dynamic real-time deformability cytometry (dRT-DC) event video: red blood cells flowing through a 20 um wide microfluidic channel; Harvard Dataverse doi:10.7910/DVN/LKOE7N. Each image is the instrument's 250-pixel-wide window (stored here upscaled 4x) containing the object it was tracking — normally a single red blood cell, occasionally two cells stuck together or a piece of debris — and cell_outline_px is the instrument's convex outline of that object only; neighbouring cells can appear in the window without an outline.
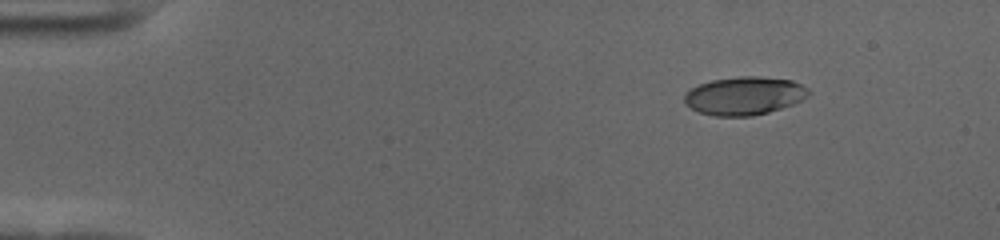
{"species": "human", "species_latin": "Homo sapiens", "temperature_condition": "cold", "stored_images_in_passage": 49, "camera_frame_rate_fps": 3000, "um_per_image_px": 0.085, "donor": {"sex": "female"}, "frame": {"image": 1, "passage_image": 1, "time_ms": 0.0, "image_size_px": [1000, 240], "cell_outline_px": [[812, 92], [808, 96], [792, 104], [768, 112], [752, 116], [712, 116], [700, 112], [684, 104], [684, 96], [692, 88], [700, 84], [712, 80], [740, 76], [756, 76], [792, 80], [808, 88]], "centroid_in_image_um": [63.27, 8.14], "position_along_channel_um": 21.7, "area_um2": 27.51}}
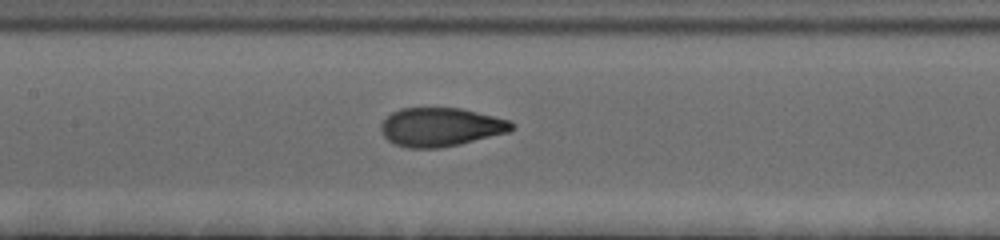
{"frame": {"image": 2, "passage_image": 21, "time_ms": 6.667, "image_size_px": [1000, 240], "cell_outline_px": [[516, 128], [508, 132], [460, 144], [440, 148], [408, 148], [392, 144], [384, 136], [380, 128], [380, 124], [392, 112], [400, 108], [460, 108], [508, 120], [516, 124]], "centroid_in_image_um": [37.44, 10.81], "position_along_channel_um": 170.0, "area_um2": 29.48}}
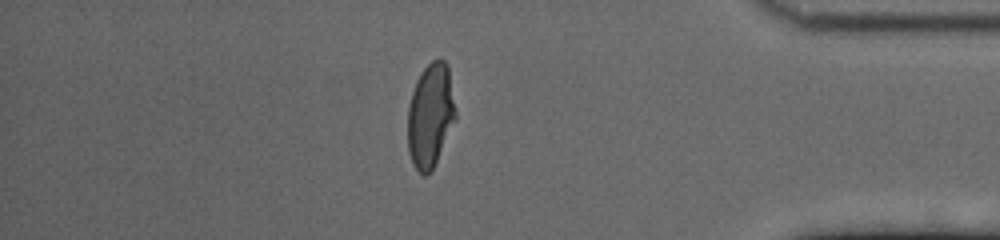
{"frame": {"image": 3, "passage_image": 42, "time_ms": 13.667, "image_size_px": [1000, 240], "cell_outline_px": [[456, 120], [432, 172], [424, 176], [412, 164], [408, 152], [408, 104], [416, 80], [424, 68], [432, 60], [444, 60], [448, 68], [456, 112]], "centroid_in_image_um": [36.58, 9.86], "position_along_channel_um": 398.6, "area_um2": 29.13}, "authors_computed_cell_mechanics": {"area_um2": 29.4202, "velocity_mm_per_s": 3.6691, "shape_relaxation_time_tau1_ms": 4.2509, "shape_relaxation_time_tau2_ms": null, "deformation_change_tau1": 0.2071, "deformation_change_tau2": null}}